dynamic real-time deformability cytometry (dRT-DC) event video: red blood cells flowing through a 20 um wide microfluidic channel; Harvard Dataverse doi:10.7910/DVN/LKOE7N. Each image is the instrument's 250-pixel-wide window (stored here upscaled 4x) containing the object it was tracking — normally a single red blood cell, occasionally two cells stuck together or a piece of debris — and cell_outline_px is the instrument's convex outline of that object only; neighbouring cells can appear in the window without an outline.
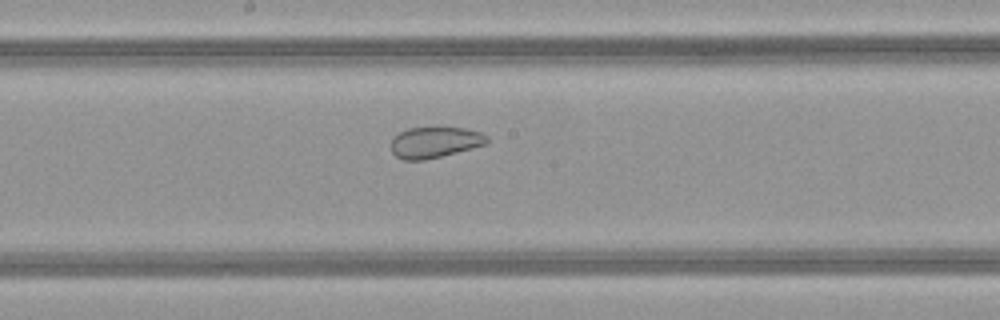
{"species": "common noctule bat (a hibernating species)", "species_latin": "Nyctalus noctula", "temperature_condition": "warm", "stored_images_in_passage": 43, "camera_frame_rate_fps": 3000, "um_per_image_px": 0.085, "animal": {"sex": "female", "body_mass_g": 21.9}, "frame": {"image": 1, "passage_image": 20, "time_ms": 6.333, "image_size_px": [1000, 320], "cell_outline_px": [[488, 144], [424, 160], [404, 160], [396, 156], [392, 152], [392, 136], [408, 128], [464, 128], [480, 132], [488, 136]], "centroid_in_image_um": [36.96, 12.09], "position_along_channel_um": 211.2, "area_um2": 17.17}}
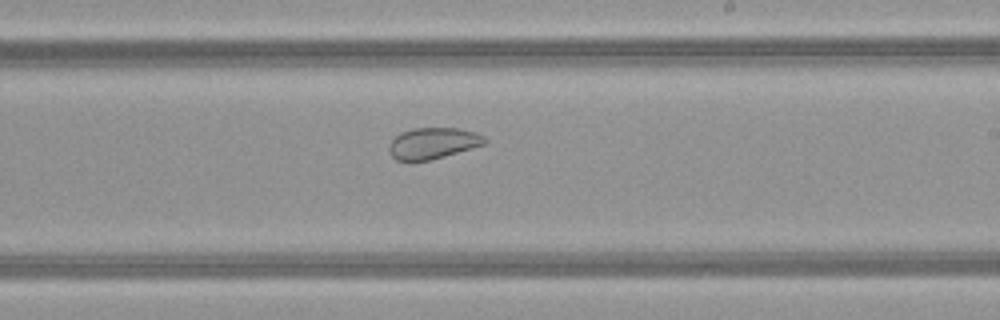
{"frame": {"image": 2, "passage_image": 23, "time_ms": 7.333, "image_size_px": [1000, 320], "cell_outline_px": [[488, 140], [484, 144], [432, 160], [412, 164], [408, 164], [396, 160], [388, 152], [388, 144], [400, 132], [416, 128], [460, 128], [476, 132], [484, 136]], "centroid_in_image_um": [36.74, 12.22], "position_along_channel_um": 252.3, "area_um2": 17.98}}
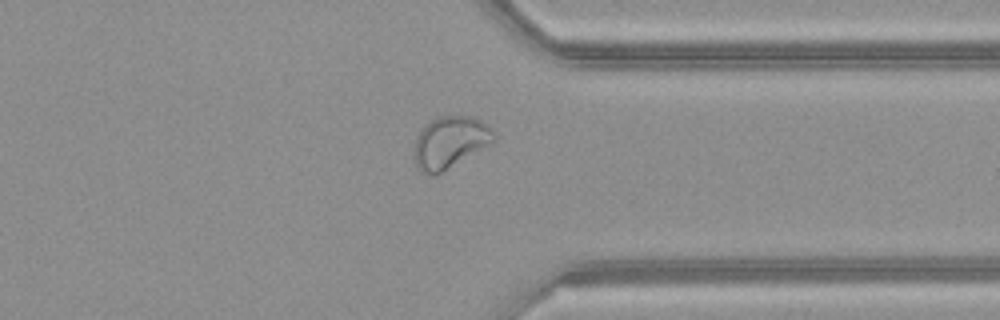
{"frame": {"image": 3, "passage_image": 32, "time_ms": 10.333, "image_size_px": [1000, 320], "cell_outline_px": [[496, 140], [440, 172], [432, 176], [420, 172], [416, 164], [416, 136], [420, 128], [424, 124], [436, 116], [472, 116], [488, 124], [496, 132]], "centroid_in_image_um": [38.26, 12.04], "position_along_channel_um": 373.1, "area_um2": 23.81}, "authors_computed_cell_mechanics": {"area_um2": 25.6632, "velocity_mm_per_s": 4.1267, "shape_relaxation_time_tau1_ms": null, "shape_relaxation_time_tau2_ms": 1.0959, "deformation_change_tau1": null, "deformation_change_tau2": 0.0684}}